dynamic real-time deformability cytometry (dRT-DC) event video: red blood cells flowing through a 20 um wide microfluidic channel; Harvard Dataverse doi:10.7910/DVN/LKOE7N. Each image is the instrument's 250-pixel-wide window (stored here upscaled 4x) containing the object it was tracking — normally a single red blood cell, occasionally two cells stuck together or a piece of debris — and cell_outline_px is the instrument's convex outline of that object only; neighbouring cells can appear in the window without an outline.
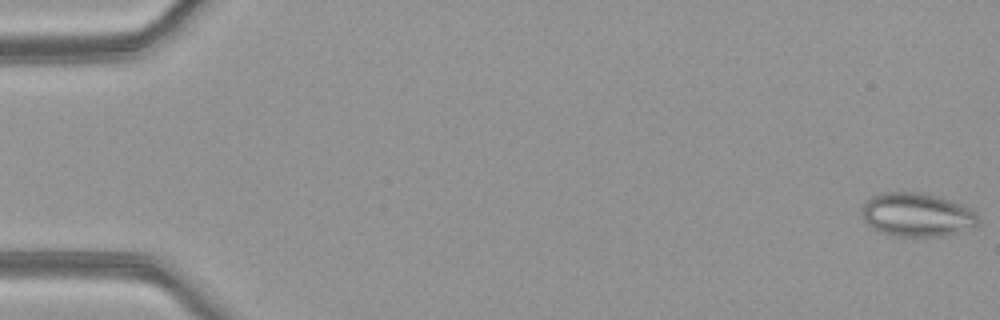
{"species": "common noctule bat (a hibernating species)", "species_latin": "Nyctalus noctula", "temperature_condition": "warm", "stored_images_in_passage": 51, "camera_frame_rate_fps": 3000, "um_per_image_px": 0.085, "animal": {"sex": "female", "body_mass_g": 21.9}, "frame": {"image": 1, "passage_image": 1, "time_ms": 0.0, "image_size_px": [1000, 320], "cell_outline_px": [[980, 224], [976, 228], [960, 232], [940, 236], [892, 236], [880, 232], [872, 228], [864, 220], [860, 208], [872, 196], [880, 192], [924, 192], [940, 196], [960, 204], [968, 208], [980, 216]], "centroid_in_image_um": [77.97, 18.25], "position_along_channel_um": 7.0, "area_um2": 30.11}}
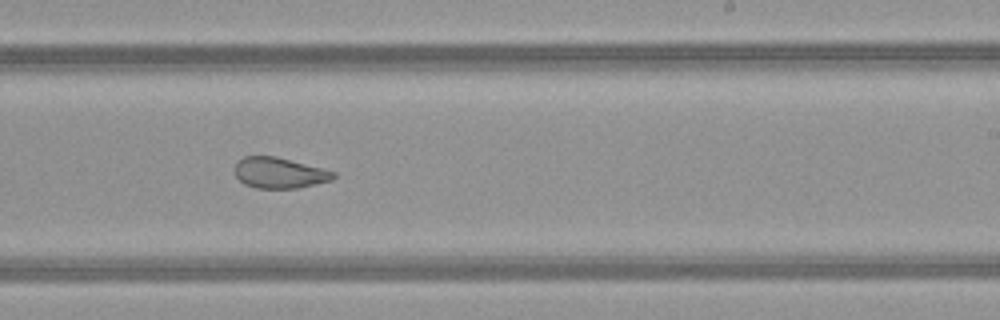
{"frame": {"image": 2, "passage_image": 32, "time_ms": 10.333, "image_size_px": [1000, 320], "cell_outline_px": [[336, 176], [332, 180], [296, 188], [256, 188], [244, 184], [236, 176], [236, 164], [244, 156], [276, 156], [336, 172]], "centroid_in_image_um": [23.75, 14.69], "position_along_channel_um": 265.2, "area_um2": 17.46}}
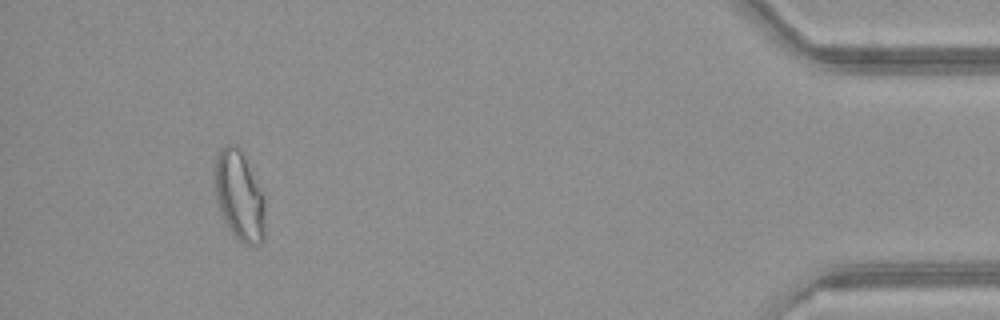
{"frame": {"image": 3, "passage_image": 48, "time_ms": 15.667, "image_size_px": [1000, 320], "cell_outline_px": [[264, 240], [260, 244], [248, 248], [228, 228], [224, 220], [216, 200], [216, 156], [228, 144], [236, 144], [244, 152], [264, 192]], "centroid_in_image_um": [20.4, 16.66], "position_along_channel_um": 414.8, "area_um2": 26.59}, "authors_computed_cell_mechanics": {"area_um2": 24.1604, "velocity_mm_per_s": 4.0579, "shape_relaxation_time_tau1_ms": null, "shape_relaxation_time_tau2_ms": 1.5787, "deformation_change_tau1": null, "deformation_change_tau2": 0.0866}}